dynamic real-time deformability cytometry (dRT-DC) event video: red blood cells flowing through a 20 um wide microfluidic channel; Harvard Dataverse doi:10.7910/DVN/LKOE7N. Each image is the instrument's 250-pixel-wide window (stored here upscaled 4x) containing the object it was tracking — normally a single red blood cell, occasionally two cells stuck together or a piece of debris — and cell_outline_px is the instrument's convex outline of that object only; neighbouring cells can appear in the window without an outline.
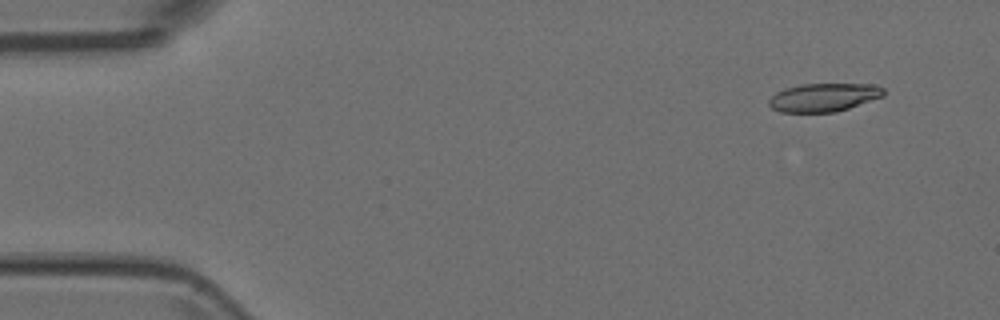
{"species": "Egyptian fruit bat (a non-hibernating species)", "species_latin": "Rousettus aegyptiacus", "temperature_condition": "room temperature", "stored_images_in_passage": 4, "camera_frame_rate_fps": 3000, "um_per_image_px": 0.085, "animal": {"sex": "female"}, "frame": {"image": 1, "passage_image": 1, "time_ms": 0.0, "image_size_px": [1000, 320], "cell_outline_px": [[884, 96], [836, 112], [780, 112], [772, 108], [768, 104], [768, 100], [776, 92], [784, 88], [800, 84], [872, 84], [884, 88]], "centroid_in_image_um": [70.0, 8.27], "position_along_channel_um": 15.0, "area_um2": 18.96}}
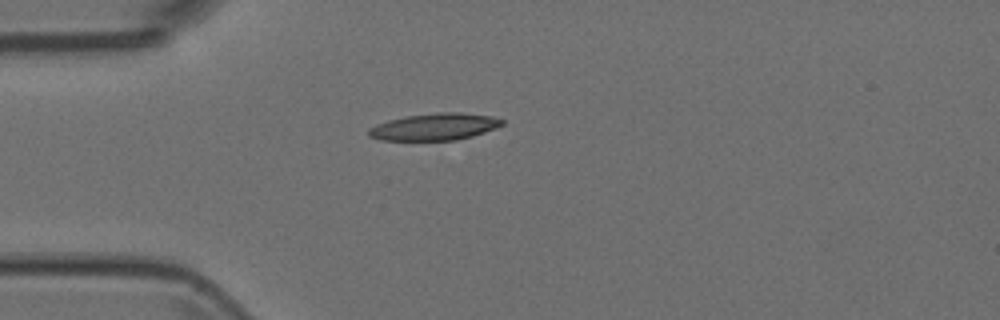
{"frame": {"image": 2, "passage_image": 4, "time_ms": 1.0, "image_size_px": [1000, 320], "cell_outline_px": [[504, 124], [496, 128], [472, 136], [456, 140], [380, 140], [368, 136], [368, 128], [376, 124], [388, 120], [404, 116], [436, 112], [460, 112], [492, 116], [504, 120]], "centroid_in_image_um": [36.92, 10.77], "position_along_channel_um": 48.1, "area_um2": 21.1}}